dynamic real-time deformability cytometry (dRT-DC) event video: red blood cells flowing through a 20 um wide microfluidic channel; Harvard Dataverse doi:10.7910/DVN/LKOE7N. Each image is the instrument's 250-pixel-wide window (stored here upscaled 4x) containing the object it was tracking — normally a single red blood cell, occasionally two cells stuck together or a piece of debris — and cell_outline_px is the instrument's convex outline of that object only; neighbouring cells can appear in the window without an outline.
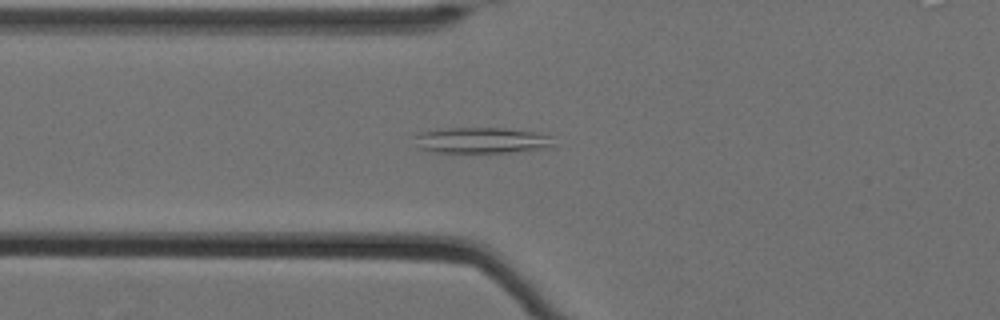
{"species": "Egyptian fruit bat (a non-hibernating species)", "species_latin": "Rousettus aegyptiacus", "temperature_condition": "cold", "stored_images_in_passage": 62, "camera_frame_rate_fps": 3000, "um_per_image_px": 0.085, "animal": {"sex": "female"}, "frame": {"image": 1, "passage_image": 26, "time_ms": 8.333, "image_size_px": [1000, 320], "cell_outline_px": [[552, 148], [508, 152], [432, 152], [420, 148], [416, 136], [420, 132], [448, 128], [504, 128], [532, 132], [552, 136]], "centroid_in_image_um": [40.99, 11.93], "position_along_channel_um": 84.8, "area_um2": 20.63}}
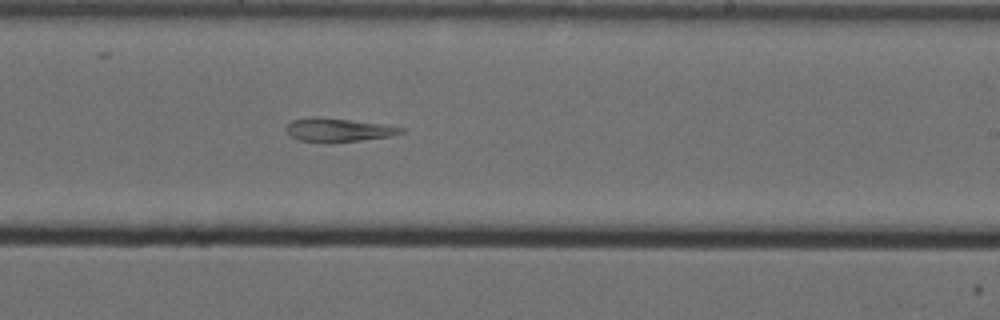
{"frame": {"image": 2, "passage_image": 41, "time_ms": 13.333, "image_size_px": [1000, 320], "cell_outline_px": [[404, 132], [392, 136], [332, 144], [320, 144], [300, 140], [292, 136], [284, 128], [292, 120], [348, 120], [380, 124], [404, 128]], "centroid_in_image_um": [28.8, 11.13], "position_along_channel_um": 260.2, "area_um2": 15.14}}
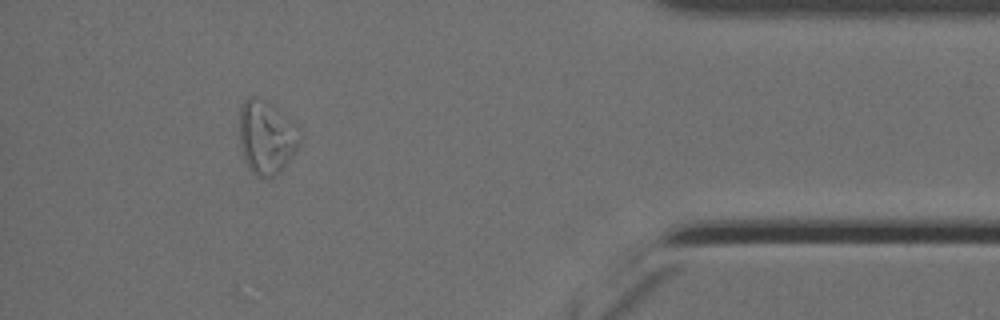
{"frame": {"image": 3, "passage_image": 57, "time_ms": 18.667, "image_size_px": [1000, 320], "cell_outline_px": [[300, 144], [280, 172], [276, 176], [264, 180], [256, 176], [248, 168], [240, 144], [240, 108], [244, 100], [248, 96], [256, 96], [300, 124]], "centroid_in_image_um": [22.67, 11.69], "position_along_channel_um": 412.5, "area_um2": 26.18}}